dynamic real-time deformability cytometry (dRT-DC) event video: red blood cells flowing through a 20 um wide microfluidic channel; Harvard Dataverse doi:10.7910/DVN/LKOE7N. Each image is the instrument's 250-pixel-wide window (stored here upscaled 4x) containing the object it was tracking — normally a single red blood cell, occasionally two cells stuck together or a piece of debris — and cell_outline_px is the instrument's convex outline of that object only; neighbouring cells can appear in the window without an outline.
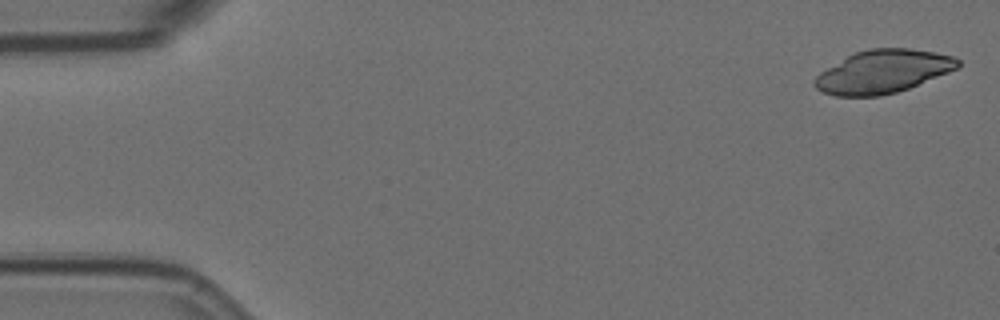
{"species": "Egyptian fruit bat (a non-hibernating species)", "species_latin": "Rousettus aegyptiacus", "temperature_condition": "room temperature", "stored_images_in_passage": 41, "camera_frame_rate_fps": 3000, "um_per_image_px": 0.085, "animal": {"sex": "female"}, "frame": {"image": 1, "passage_image": 1, "time_ms": 0.0, "image_size_px": [1000, 320], "cell_outline_px": [[960, 64], [956, 68], [948, 72], [908, 88], [896, 92], [880, 96], [836, 96], [824, 92], [816, 88], [812, 84], [812, 80], [820, 72], [848, 56], [856, 52], [868, 48], [908, 48], [936, 52], [952, 56], [960, 60]], "centroid_in_image_um": [75.03, 6.08], "position_along_channel_um": 10.0, "area_um2": 35.72}}